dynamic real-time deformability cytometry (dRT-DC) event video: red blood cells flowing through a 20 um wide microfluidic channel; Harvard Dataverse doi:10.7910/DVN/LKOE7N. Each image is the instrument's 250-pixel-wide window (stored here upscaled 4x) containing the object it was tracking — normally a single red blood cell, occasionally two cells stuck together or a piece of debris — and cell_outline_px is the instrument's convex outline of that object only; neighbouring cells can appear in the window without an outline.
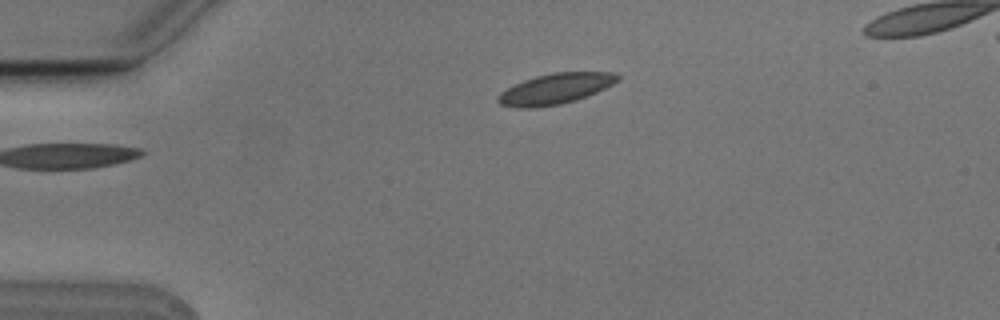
{"species": "Egyptian fruit bat (a non-hibernating species)", "species_latin": "Rousettus aegyptiacus", "temperature_condition": "cold", "stored_images_in_passage": 3, "camera_frame_rate_fps": 3000, "um_per_image_px": 0.085, "animal": {"sex": "male"}, "frame": {"image": 1, "passage_image": 1, "time_ms": 0.0, "image_size_px": [1000, 320], "cell_outline_px": [[620, 80], [596, 92], [576, 100], [560, 104], [532, 108], [516, 108], [500, 104], [496, 100], [496, 96], [500, 92], [524, 80], [536, 76], [552, 72], [616, 72], [620, 76]], "centroid_in_image_um": [47.2, 7.54], "position_along_channel_um": 37.8, "area_um2": 21.33}}